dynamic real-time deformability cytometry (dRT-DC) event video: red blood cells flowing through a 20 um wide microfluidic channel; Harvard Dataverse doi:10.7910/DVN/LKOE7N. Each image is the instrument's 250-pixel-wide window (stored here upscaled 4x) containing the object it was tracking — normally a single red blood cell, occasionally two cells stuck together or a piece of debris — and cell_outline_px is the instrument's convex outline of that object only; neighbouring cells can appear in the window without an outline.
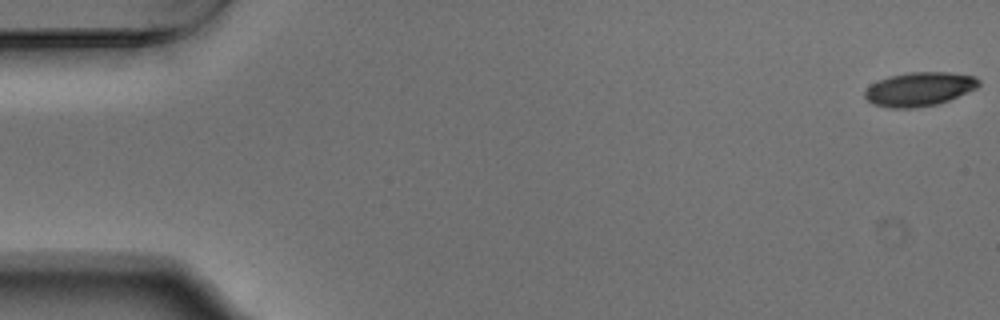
{"species": "Egyptian fruit bat (a non-hibernating species)", "species_latin": "Rousettus aegyptiacus", "temperature_condition": "warm", "stored_images_in_passage": 54, "camera_frame_rate_fps": 3000, "um_per_image_px": 0.085, "animal": {"sex": "male"}, "frame": {"image": 1, "passage_image": 1, "time_ms": 0.0, "image_size_px": [1000, 320], "cell_outline_px": [[980, 84], [976, 88], [968, 92], [940, 104], [916, 108], [888, 108], [872, 104], [864, 96], [864, 92], [872, 84], [888, 76], [908, 72], [948, 72], [976, 76], [980, 80]], "centroid_in_image_um": [78.16, 7.58], "position_along_channel_um": 6.8, "area_um2": 22.72}}
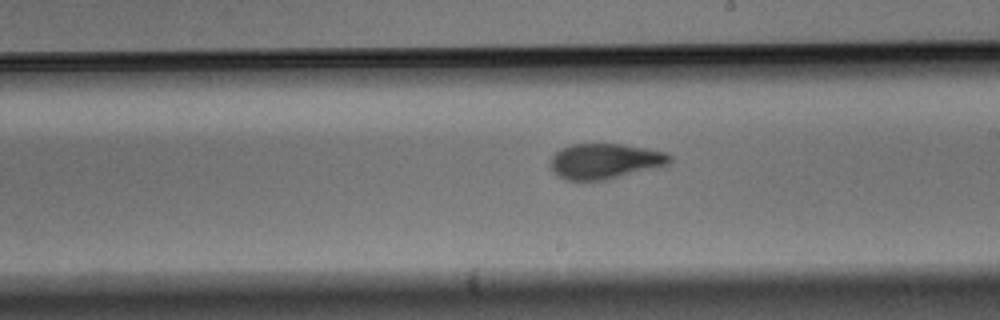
{"frame": {"image": 2, "passage_image": 31, "time_ms": 10.0, "image_size_px": [1000, 320], "cell_outline_px": [[672, 160], [664, 168], [604, 180], [564, 180], [552, 172], [548, 164], [552, 156], [560, 148], [572, 144], [624, 144], [668, 152], [672, 156]], "centroid_in_image_um": [51.47, 13.71], "position_along_channel_um": 237.5, "area_um2": 25.37}}
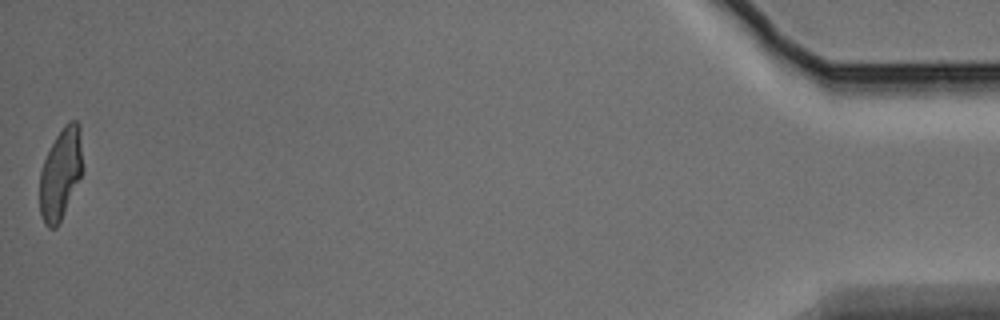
{"frame": {"image": 3, "passage_image": 54, "time_ms": 17.667, "image_size_px": [1000, 320], "cell_outline_px": [[84, 172], [56, 228], [48, 228], [44, 224], [40, 212], [40, 172], [44, 160], [56, 136], [64, 124], [68, 120], [76, 120], [80, 124]], "centroid_in_image_um": [5.18, 14.73], "position_along_channel_um": 430.0, "area_um2": 23.06}, "authors_computed_cell_mechanics": {"area_um2": 24.0737, "velocity_mm_per_s": 3.7574, "shape_relaxation_time_tau1_ms": 4.5518, "shape_relaxation_time_tau2_ms": 1.832, "deformation_change_tau1": 0.1877, "deformation_change_tau2": 0.0916}}